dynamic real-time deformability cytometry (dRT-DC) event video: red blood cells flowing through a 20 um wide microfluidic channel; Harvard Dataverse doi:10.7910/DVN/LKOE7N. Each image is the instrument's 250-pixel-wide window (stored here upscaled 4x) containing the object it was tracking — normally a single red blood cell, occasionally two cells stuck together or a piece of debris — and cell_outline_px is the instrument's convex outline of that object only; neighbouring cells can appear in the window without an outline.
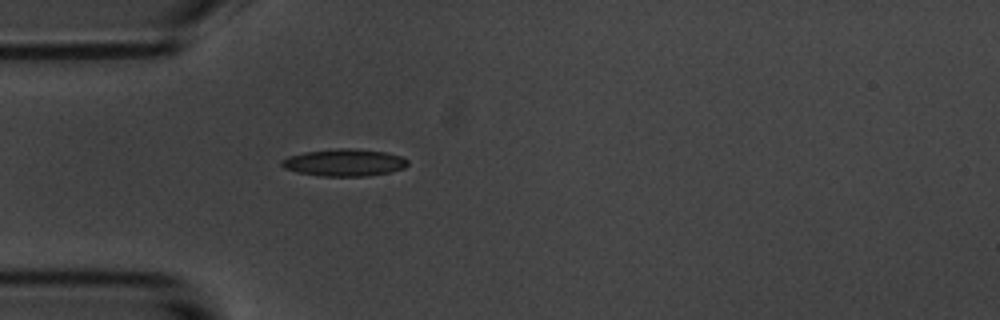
{"species": "common noctule bat (a hibernating species)", "species_latin": "Nyctalus noctula", "temperature_condition": "room temperature", "stored_images_in_passage": 41, "camera_frame_rate_fps": 3000, "um_per_image_px": 0.085, "animal": {"sex": "male", "body_mass_g": 20.1, "forearm_length_mm": 53.5}, "frame": {"image": 1, "passage_image": 1, "time_ms": 0.0, "image_size_px": [1000, 320], "cell_outline_px": [[408, 164], [404, 168], [388, 172], [368, 176], [320, 176], [300, 172], [284, 168], [280, 164], [280, 160], [288, 156], [304, 152], [340, 148], [348, 148], [384, 152], [404, 156], [408, 160]], "centroid_in_image_um": [29.27, 13.81], "position_along_channel_um": 55.7, "area_um2": 19.88}}
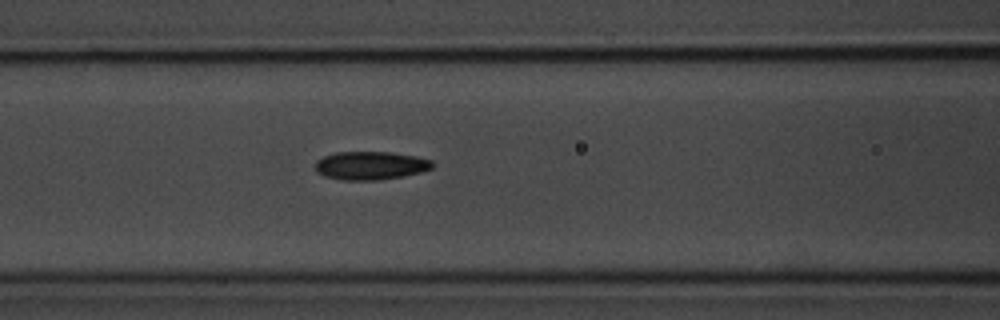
{"frame": {"image": 2, "passage_image": 8, "time_ms": 2.333, "image_size_px": [1000, 320], "cell_outline_px": [[436, 164], [432, 168], [420, 172], [404, 176], [376, 180], [344, 180], [324, 176], [316, 172], [316, 160], [324, 156], [336, 152], [392, 152], [416, 156], [432, 160]], "centroid_in_image_um": [31.52, 14.07], "position_along_channel_um": 135.1, "area_um2": 19.42}}
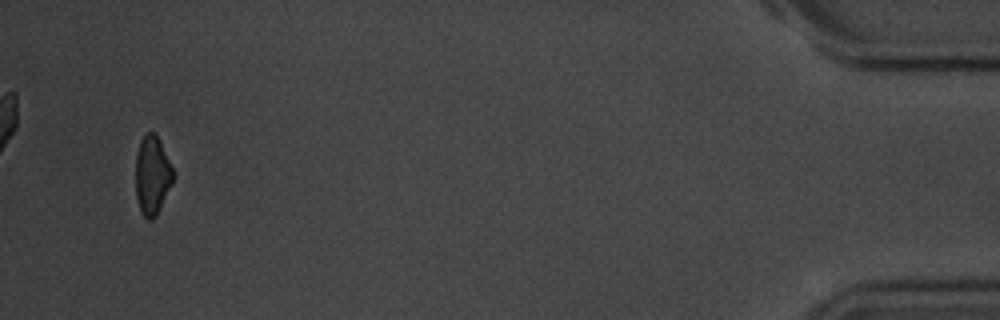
{"frame": {"image": 3, "passage_image": 39, "time_ms": 12.667, "image_size_px": [1000, 320], "cell_outline_px": [[172, 184], [156, 216], [152, 220], [148, 220], [140, 212], [136, 196], [136, 156], [140, 140], [148, 132], [152, 132], [156, 136], [172, 168]], "centroid_in_image_um": [12.91, 14.96], "position_along_channel_um": 422.3, "area_um2": 16.76}, "authors_computed_cell_mechanics": {"area_um2": 18.6116, "velocity_mm_per_s": 3.5759, "shape_relaxation_time_tau1_ms": 3.2958, "shape_relaxation_time_tau2_ms": 3.1116, "deformation_change_tau1": 0.1111, "deformation_change_tau2": 0.0941}}